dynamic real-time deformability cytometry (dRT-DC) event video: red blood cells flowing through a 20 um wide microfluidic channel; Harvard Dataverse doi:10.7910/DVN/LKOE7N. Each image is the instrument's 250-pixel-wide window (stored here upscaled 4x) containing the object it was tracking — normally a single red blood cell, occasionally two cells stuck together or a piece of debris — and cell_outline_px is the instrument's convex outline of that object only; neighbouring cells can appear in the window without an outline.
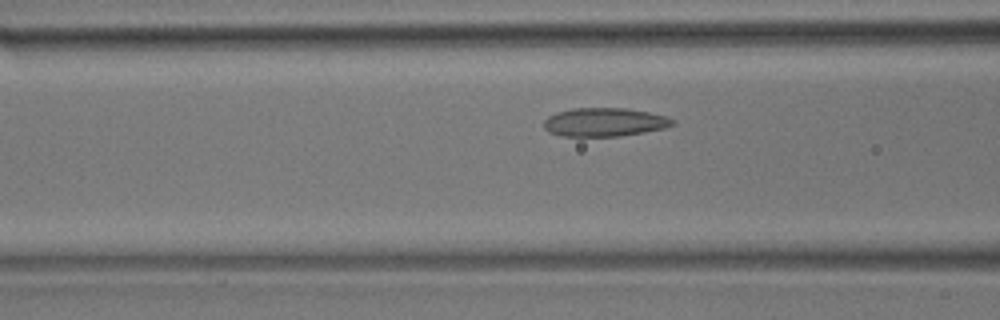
{"species": "common noctule bat (a hibernating species)", "species_latin": "Nyctalus noctula", "temperature_condition": "room temperature", "stored_images_in_passage": 39, "camera_frame_rate_fps": 3000, "um_per_image_px": 0.085, "animal": {"sex": "male", "body_mass_g": 17.9}, "frame": {"image": 1, "passage_image": 9, "time_ms": 2.667, "image_size_px": [1000, 320], "cell_outline_px": [[676, 124], [664, 128], [644, 132], [620, 136], [560, 136], [548, 132], [544, 128], [544, 120], [548, 116], [556, 112], [572, 108], [624, 108], [648, 112], [664, 116], [676, 120]], "centroid_in_image_um": [51.36, 10.38], "position_along_channel_um": 115.2, "area_um2": 21.5}}
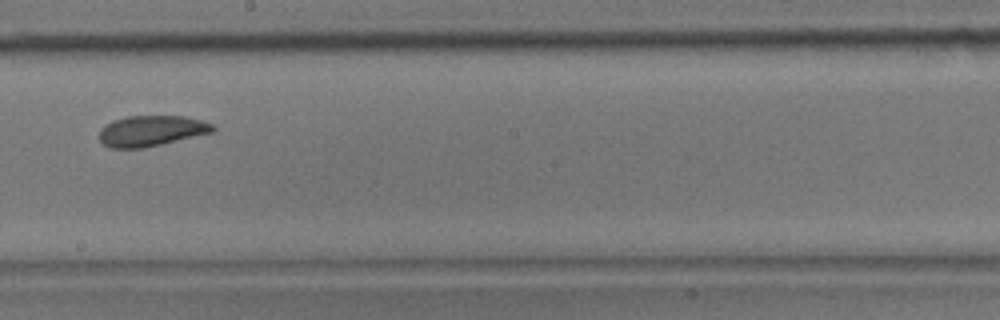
{"frame": {"image": 2, "passage_image": 18, "time_ms": 5.667, "image_size_px": [1000, 320], "cell_outline_px": [[216, 128], [212, 132], [144, 148], [108, 148], [100, 140], [100, 128], [104, 124], [112, 120], [128, 116], [184, 116], [200, 120], [212, 124]], "centroid_in_image_um": [12.81, 11.12], "position_along_channel_um": 235.4, "area_um2": 20.23}}
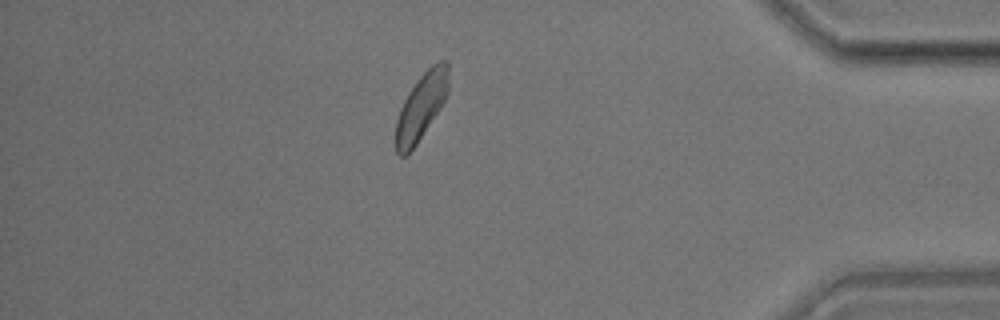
{"frame": {"image": 3, "passage_image": 33, "time_ms": 10.667, "image_size_px": [1000, 320], "cell_outline_px": [[448, 92], [440, 108], [416, 144], [404, 156], [400, 156], [396, 152], [396, 120], [400, 108], [408, 92], [420, 76], [432, 64], [440, 60], [444, 60], [448, 64]], "centroid_in_image_um": [35.8, 9.03], "position_along_channel_um": 399.4, "area_um2": 20.06}}